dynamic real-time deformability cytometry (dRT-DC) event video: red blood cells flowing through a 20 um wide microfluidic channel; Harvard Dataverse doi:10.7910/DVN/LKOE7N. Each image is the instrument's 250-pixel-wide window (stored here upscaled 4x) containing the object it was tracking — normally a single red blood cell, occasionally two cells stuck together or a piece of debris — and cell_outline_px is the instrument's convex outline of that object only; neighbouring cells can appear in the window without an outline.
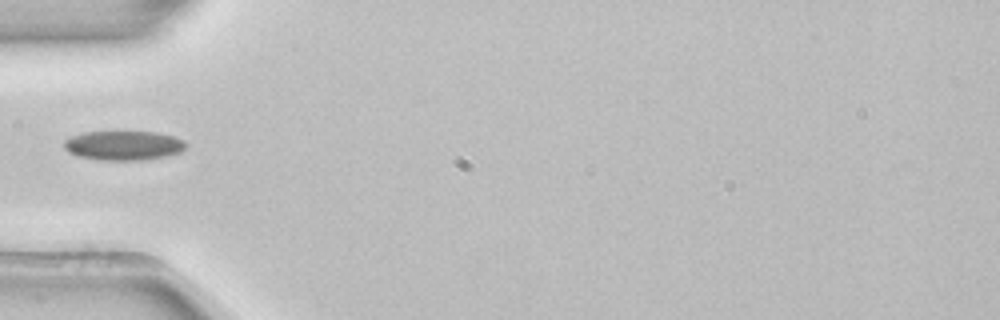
{"species": "common noctule bat (a hibernating species)", "species_latin": "Nyctalus noctula", "temperature_condition": "room temperature", "stored_images_in_passage": 34, "camera_frame_rate_fps": 3000, "um_per_image_px": 0.085, "animal": {"sex": "female", "body_mass_g": 22.7, "forearm_length_mm": 54.2}, "frame": {"image": 1, "passage_image": 1, "time_ms": 0.0, "image_size_px": [1000, 320], "cell_outline_px": [[188, 148], [180, 152], [164, 156], [140, 160], [100, 160], [76, 156], [68, 152], [64, 148], [64, 140], [72, 136], [84, 132], [156, 132], [172, 136], [184, 140], [188, 144]], "centroid_in_image_um": [10.5, 12.37], "position_along_channel_um": 74.5, "area_um2": 20.92}}